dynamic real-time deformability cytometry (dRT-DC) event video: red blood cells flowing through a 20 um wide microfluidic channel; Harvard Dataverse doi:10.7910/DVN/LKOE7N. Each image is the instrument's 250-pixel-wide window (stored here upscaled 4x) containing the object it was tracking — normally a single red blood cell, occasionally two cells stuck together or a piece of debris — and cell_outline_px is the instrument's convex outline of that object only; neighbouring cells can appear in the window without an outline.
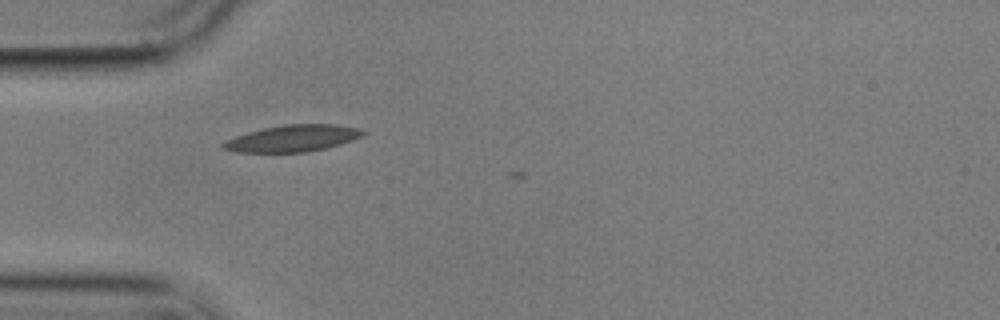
{"species": "common noctule bat (a hibernating species)", "species_latin": "Nyctalus noctula", "temperature_condition": "cold", "stored_images_in_passage": 2, "camera_frame_rate_fps": 3000, "um_per_image_px": 0.085, "animal": {"sex": "male", "body_mass_g": 17.9}, "frame": {"image": 1, "passage_image": 1, "time_ms": 0.0, "image_size_px": [1000, 320], "cell_outline_px": [[368, 132], [352, 140], [340, 144], [308, 152], [236, 152], [220, 148], [220, 144], [224, 140], [248, 132], [264, 128], [284, 124], [336, 124], [360, 128]], "centroid_in_image_um": [24.85, 11.75], "position_along_channel_um": 60.1, "area_um2": 21.79}}